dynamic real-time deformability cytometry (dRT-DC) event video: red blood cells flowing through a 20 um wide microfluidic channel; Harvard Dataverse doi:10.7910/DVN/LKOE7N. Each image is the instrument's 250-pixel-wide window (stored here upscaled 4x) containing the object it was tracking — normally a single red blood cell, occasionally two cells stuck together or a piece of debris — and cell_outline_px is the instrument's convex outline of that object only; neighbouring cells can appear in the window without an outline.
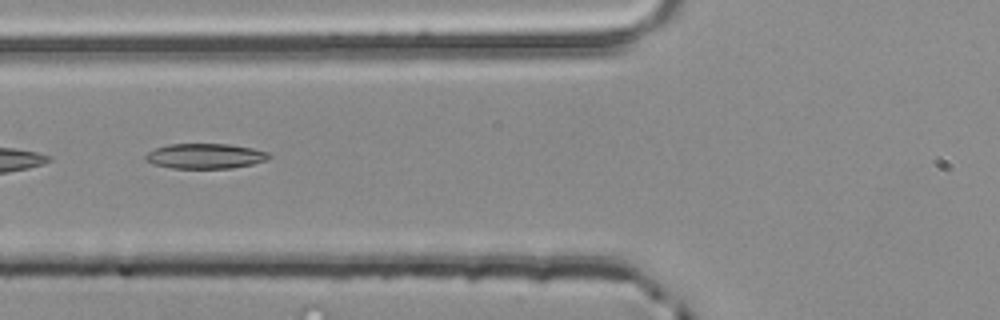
{"species": "common noctule bat (a hibernating species)", "species_latin": "Nyctalus noctula", "temperature_condition": "room temperature", "stored_images_in_passage": 3, "camera_frame_rate_fps": 3000, "um_per_image_px": 0.085, "animal": {"sex": "male", "body_mass_g": 20.4}, "frame": {"image": 1, "passage_image": 3, "time_ms": 0.667, "image_size_px": [1000, 320], "cell_outline_px": [[272, 156], [268, 160], [252, 164], [232, 168], [172, 168], [152, 164], [144, 160], [144, 156], [148, 152], [156, 148], [168, 144], [228, 144], [252, 148], [268, 152]], "centroid_in_image_um": [17.44, 13.27], "position_along_channel_um": 108.4, "area_um2": 18.15}}